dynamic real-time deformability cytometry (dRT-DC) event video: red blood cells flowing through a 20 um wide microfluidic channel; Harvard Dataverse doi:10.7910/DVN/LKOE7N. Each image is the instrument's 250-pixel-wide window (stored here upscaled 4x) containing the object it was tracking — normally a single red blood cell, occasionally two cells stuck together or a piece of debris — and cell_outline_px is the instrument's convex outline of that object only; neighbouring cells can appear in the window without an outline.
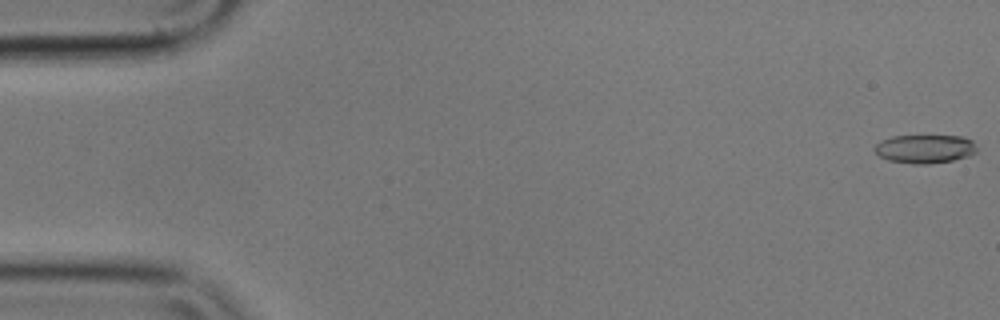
{"species": "common noctule bat (a hibernating species)", "species_latin": "Nyctalus noctula", "temperature_condition": "cold", "stored_images_in_passage": 57, "camera_frame_rate_fps": 3000, "um_per_image_px": 0.085, "animal": {"sex": "male", "body_mass_g": 17.9}, "frame": {"image": 1, "passage_image": 1, "time_ms": 0.0, "image_size_px": [1000, 320], "cell_outline_px": [[976, 152], [968, 156], [952, 160], [928, 164], [912, 164], [888, 160], [880, 156], [872, 148], [880, 140], [892, 136], [964, 136], [972, 140], [976, 148]], "centroid_in_image_um": [78.59, 12.65], "position_along_channel_um": 6.4, "area_um2": 17.05}}
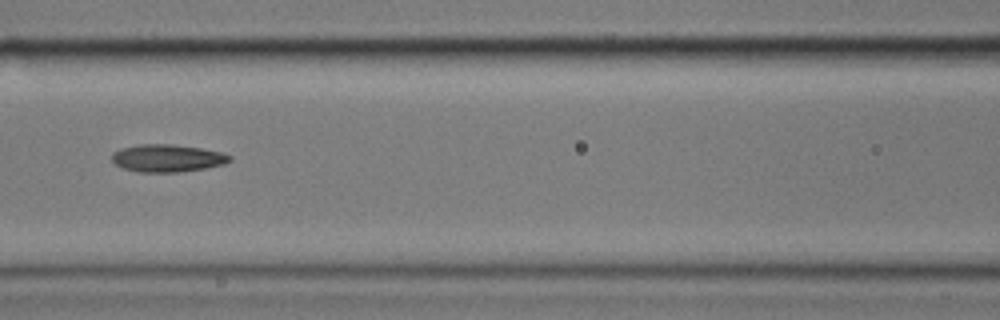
{"frame": {"image": 2, "passage_image": 25, "time_ms": 8.0, "image_size_px": [1000, 320], "cell_outline_px": [[232, 160], [224, 164], [204, 168], [176, 172], [136, 172], [124, 168], [116, 164], [112, 160], [112, 152], [120, 148], [140, 144], [172, 144], [200, 148], [220, 152], [232, 156]], "centroid_in_image_um": [14.2, 13.44], "position_along_channel_um": 152.4, "area_um2": 18.84}}
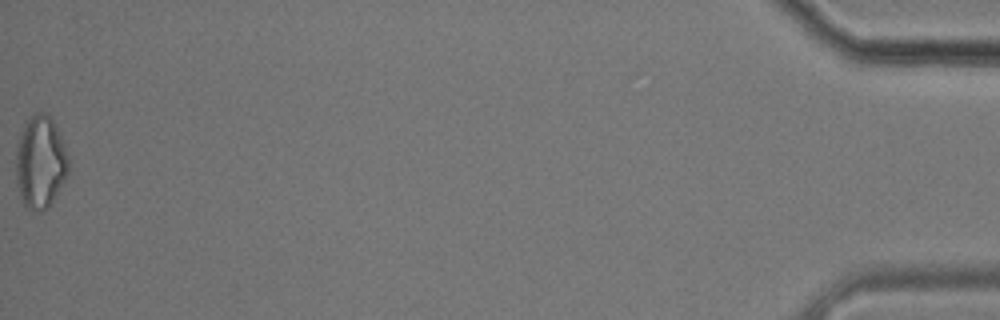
{"frame": {"image": 3, "passage_image": 57, "time_ms": 18.667, "image_size_px": [1000, 320], "cell_outline_px": [[68, 172], [64, 180], [48, 208], [40, 212], [24, 208], [16, 184], [16, 148], [20, 136], [28, 120], [36, 112], [48, 112], [64, 144], [68, 156]], "centroid_in_image_um": [3.42, 13.82], "position_along_channel_um": 431.8, "area_um2": 28.21}, "authors_computed_cell_mechanics": {"area_um2": 18.7272, "velocity_mm_per_s": 3.5502, "shape_relaxation_time_tau1_ms": 6.8389, "shape_relaxation_time_tau2_ms": 3.8137, "deformation_change_tau1": 0.1889, "deformation_change_tau2": 0.1239}}